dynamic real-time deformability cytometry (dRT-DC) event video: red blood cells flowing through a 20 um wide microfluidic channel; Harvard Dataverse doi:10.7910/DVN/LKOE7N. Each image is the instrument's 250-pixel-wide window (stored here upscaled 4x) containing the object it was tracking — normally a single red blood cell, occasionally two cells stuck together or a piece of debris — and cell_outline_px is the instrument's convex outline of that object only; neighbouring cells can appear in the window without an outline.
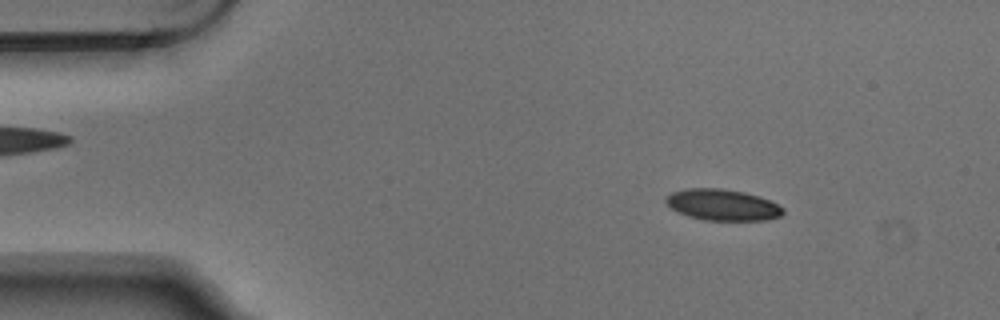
{"species": "Egyptian fruit bat (a non-hibernating species)", "species_latin": "Rousettus aegyptiacus", "temperature_condition": "warm", "stored_images_in_passage": 3, "camera_frame_rate_fps": 3000, "um_per_image_px": 0.085, "animal": {"sex": "male"}, "frame": {"image": 1, "passage_image": 1, "time_ms": 0.0, "image_size_px": [1000, 320], "cell_outline_px": [[784, 212], [780, 216], [768, 220], [704, 220], [688, 216], [672, 208], [664, 200], [672, 192], [688, 188], [720, 188], [744, 192], [760, 196], [784, 208]], "centroid_in_image_um": [61.44, 17.41], "position_along_channel_um": 23.6, "area_um2": 21.15}}
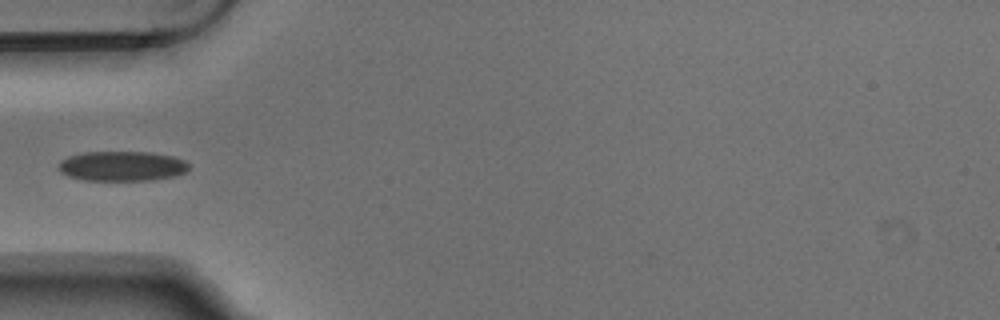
{"frame": {"image": 2, "passage_image": 3, "time_ms": 0.667, "image_size_px": [1000, 320], "cell_outline_px": [[188, 168], [184, 172], [172, 176], [152, 180], [84, 180], [68, 176], [60, 172], [56, 164], [60, 160], [68, 156], [84, 152], [152, 152], [172, 156], [184, 160], [188, 164]], "centroid_in_image_um": [10.31, 14.11], "position_along_channel_um": 74.7, "area_um2": 22.72}}